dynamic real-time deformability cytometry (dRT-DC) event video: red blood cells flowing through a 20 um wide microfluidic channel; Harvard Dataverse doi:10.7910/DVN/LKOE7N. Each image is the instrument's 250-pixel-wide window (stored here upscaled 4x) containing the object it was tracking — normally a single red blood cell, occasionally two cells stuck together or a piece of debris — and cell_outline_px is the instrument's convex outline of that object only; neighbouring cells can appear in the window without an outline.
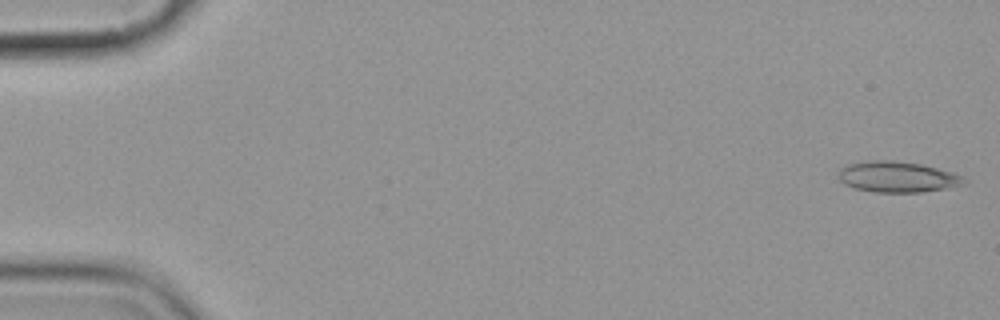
{"species": "common noctule bat (a hibernating species)", "species_latin": "Nyctalus noctula", "temperature_condition": "cold", "stored_images_in_passage": 5, "camera_frame_rate_fps": 3000, "um_per_image_px": 0.085, "animal": {"sex": "female", "body_mass_g": 19.9}, "frame": {"image": 1, "passage_image": 1, "time_ms": 0.0, "image_size_px": [1000, 320], "cell_outline_px": [[968, 184], [920, 192], [872, 192], [856, 188], [844, 184], [840, 180], [840, 168], [848, 164], [868, 160], [892, 160], [920, 164], [952, 172], [964, 176], [968, 180]], "centroid_in_image_um": [76.31, 15.03], "position_along_channel_um": 8.7, "area_um2": 22.54}}
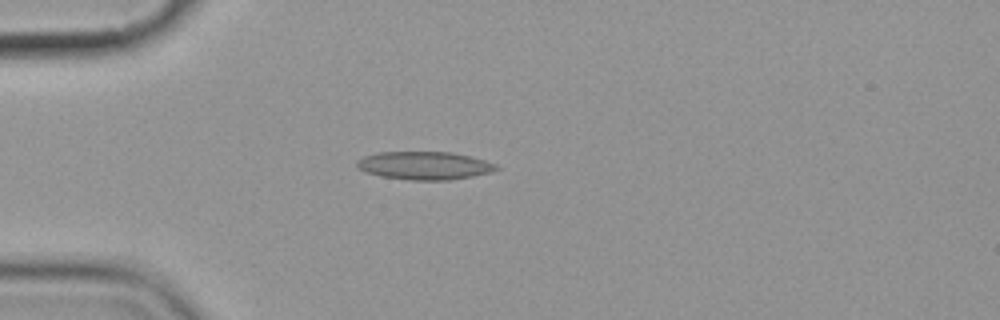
{"frame": {"image": 2, "passage_image": 5, "time_ms": 4.667, "image_size_px": [1000, 320], "cell_outline_px": [[500, 168], [488, 172], [472, 176], [448, 180], [408, 180], [380, 176], [368, 172], [360, 168], [356, 164], [356, 160], [364, 156], [376, 152], [452, 152], [484, 160], [496, 164]], "centroid_in_image_um": [36.05, 14.07], "position_along_channel_um": 48.9, "area_um2": 22.6}}